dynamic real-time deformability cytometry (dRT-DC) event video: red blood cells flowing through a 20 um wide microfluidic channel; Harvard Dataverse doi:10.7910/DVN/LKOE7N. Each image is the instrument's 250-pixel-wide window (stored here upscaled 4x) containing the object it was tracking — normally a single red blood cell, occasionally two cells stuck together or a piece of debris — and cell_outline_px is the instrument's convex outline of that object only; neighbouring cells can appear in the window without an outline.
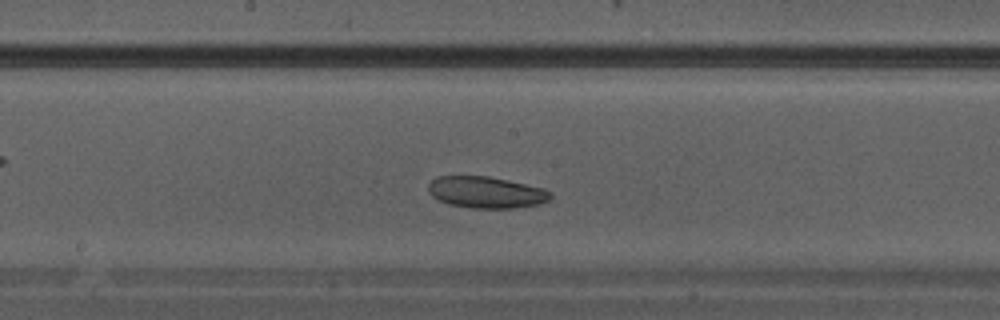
{"species": "Egyptian fruit bat (a non-hibernating species)", "species_latin": "Rousettus aegyptiacus", "temperature_condition": "warm", "stored_images_in_passage": 25, "camera_frame_rate_fps": 3000, "um_per_image_px": 0.085, "animal": {"sex": "male"}, "frame": {"image": 1, "passage_image": 11, "time_ms": 3.333, "image_size_px": [1000, 320], "cell_outline_px": [[552, 196], [548, 200], [540, 204], [516, 208], [468, 208], [448, 204], [432, 196], [428, 192], [428, 184], [436, 176], [488, 176], [508, 180], [544, 188], [552, 192]], "centroid_in_image_um": [41.33, 16.35], "position_along_channel_um": 206.9, "area_um2": 22.66}}